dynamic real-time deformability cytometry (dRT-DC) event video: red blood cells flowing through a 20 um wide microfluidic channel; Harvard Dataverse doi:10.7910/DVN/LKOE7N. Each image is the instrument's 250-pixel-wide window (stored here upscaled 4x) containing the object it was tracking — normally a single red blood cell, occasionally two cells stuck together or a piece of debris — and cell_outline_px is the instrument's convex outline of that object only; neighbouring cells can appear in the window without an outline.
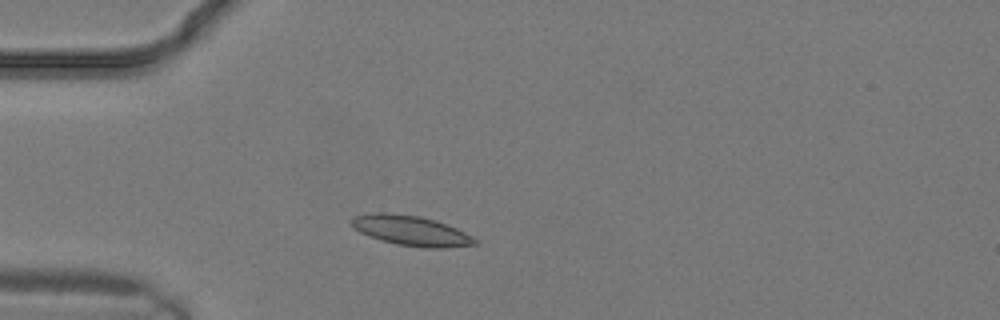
{"species": "common noctule bat (a hibernating species)", "species_latin": "Nyctalus noctula", "temperature_condition": "warm", "stored_images_in_passage": 8, "camera_frame_rate_fps": 3000, "um_per_image_px": 0.085, "animal": {"sex": "male", "body_mass_g": 19.2, "forearm_length_mm": 51.8}, "frame": {"image": 1, "passage_image": 4, "time_ms": 1.0, "image_size_px": [1000, 320], "cell_outline_px": [[480, 244], [444, 248], [424, 248], [396, 244], [380, 240], [368, 236], [352, 228], [348, 220], [352, 216], [380, 212], [384, 212], [420, 216], [456, 228], [480, 240]], "centroid_in_image_um": [34.91, 19.62], "position_along_channel_um": 50.1, "area_um2": 21.79}}
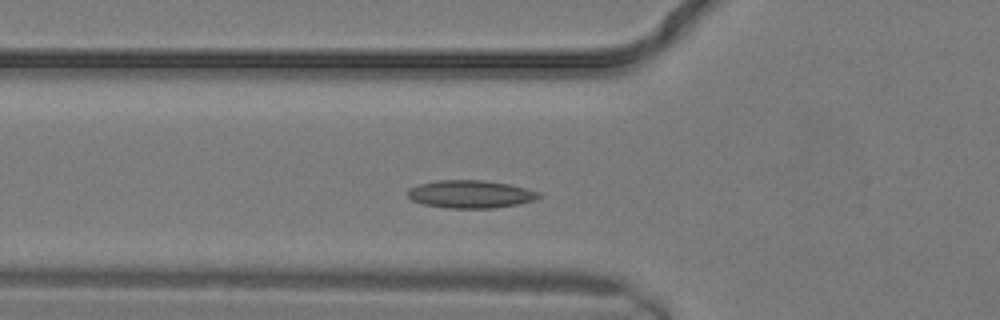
{"frame": {"image": 2, "passage_image": 6, "time_ms": 1.667, "image_size_px": [1000, 320], "cell_outline_px": [[540, 196], [536, 200], [516, 204], [492, 208], [448, 208], [424, 204], [412, 200], [408, 196], [408, 188], [420, 184], [440, 180], [484, 180], [508, 184], [524, 188], [536, 192]], "centroid_in_image_um": [39.96, 16.5], "position_along_channel_um": 85.8, "area_um2": 20.92}}
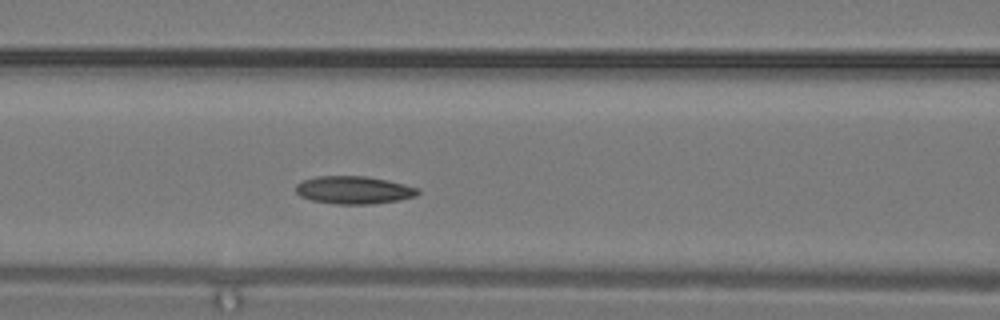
{"frame": {"image": 3, "passage_image": 8, "time_ms": 2.333, "image_size_px": [1000, 320], "cell_outline_px": [[420, 192], [416, 196], [400, 200], [372, 204], [336, 204], [312, 200], [300, 196], [296, 192], [296, 184], [304, 180], [316, 176], [368, 176], [388, 180], [420, 188]], "centroid_in_image_um": [30.11, 16.15], "position_along_channel_um": 136.5, "area_um2": 19.88}}